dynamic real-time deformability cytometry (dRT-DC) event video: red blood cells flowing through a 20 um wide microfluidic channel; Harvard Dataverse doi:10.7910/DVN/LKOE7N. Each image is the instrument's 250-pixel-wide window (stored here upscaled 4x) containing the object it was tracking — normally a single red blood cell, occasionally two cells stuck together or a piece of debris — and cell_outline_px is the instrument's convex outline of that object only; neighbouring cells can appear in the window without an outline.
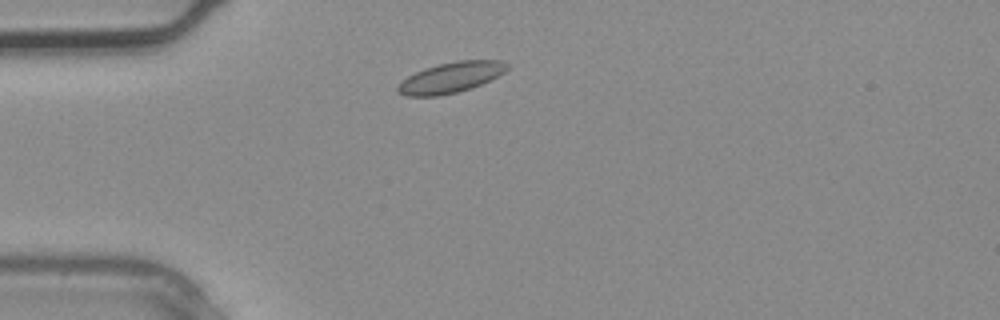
{"species": "common noctule bat (a hibernating species)", "species_latin": "Nyctalus noctula", "temperature_condition": "warm", "stored_images_in_passage": 1, "camera_frame_rate_fps": 3000, "um_per_image_px": 0.085, "animal": {"sex": "male", "body_mass_g": 20.4}, "frame": {"image": 1, "passage_image": 1, "time_ms": 0.0, "image_size_px": [1000, 320], "cell_outline_px": [[508, 68], [504, 72], [472, 88], [456, 92], [436, 96], [404, 96], [396, 92], [396, 88], [400, 80], [424, 68], [456, 60], [500, 60], [508, 64]], "centroid_in_image_um": [38.26, 6.59], "position_along_channel_um": 46.7, "area_um2": 19.42}}